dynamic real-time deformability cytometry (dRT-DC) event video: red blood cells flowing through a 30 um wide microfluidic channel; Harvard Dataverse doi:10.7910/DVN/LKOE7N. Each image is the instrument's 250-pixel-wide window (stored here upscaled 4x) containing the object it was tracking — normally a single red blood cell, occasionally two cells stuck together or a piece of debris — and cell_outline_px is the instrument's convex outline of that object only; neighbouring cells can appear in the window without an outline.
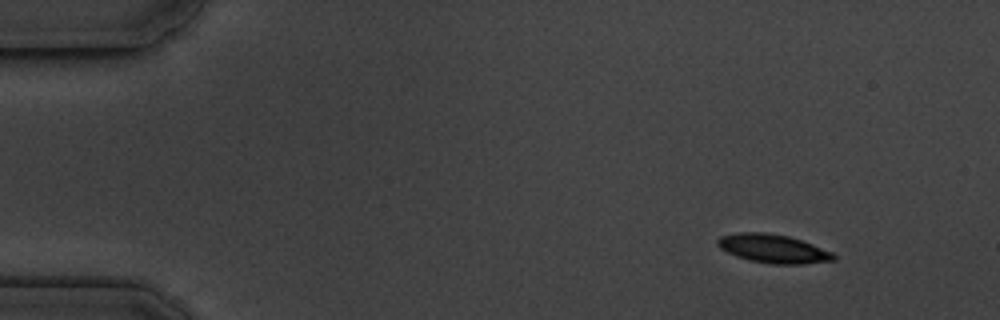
{"species": "common noctule bat (a hibernating species)", "species_latin": "Nyctalus noctula", "temperature_condition": "cold", "stored_images_in_passage": 5, "camera_frame_rate_fps": 3000, "um_per_image_px": 0.085, "animal": {"sex": "male", "body_mass_g": 19.5, "forearm_length_mm": 54.6}, "frame": {"image": 1, "passage_image": 1, "time_ms": 0.0, "image_size_px": [1000, 320], "cell_outline_px": [[836, 260], [804, 264], [772, 264], [748, 260], [736, 256], [720, 248], [716, 244], [716, 240], [720, 236], [736, 232], [764, 232], [788, 236], [812, 244], [832, 252], [836, 256]], "centroid_in_image_um": [65.69, 21.13], "position_along_channel_um": 19.3, "area_um2": 19.42}}
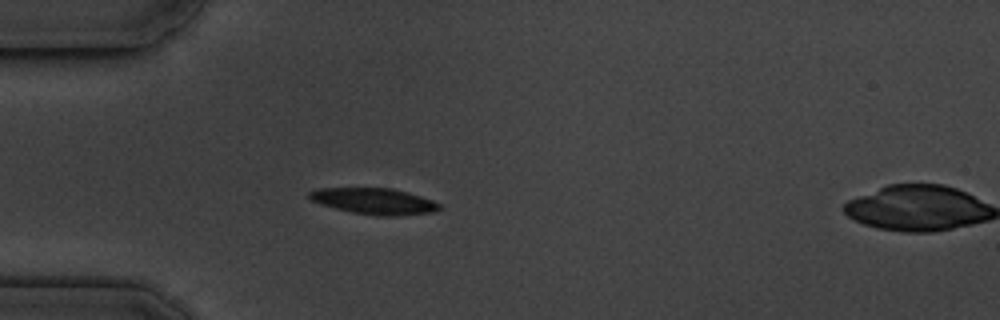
{"frame": {"image": 2, "passage_image": 4, "time_ms": 3.333, "image_size_px": [1000, 320], "cell_outline_px": [[444, 208], [432, 212], [396, 216], [380, 216], [352, 212], [320, 204], [312, 200], [308, 196], [308, 192], [320, 188], [392, 188], [408, 192], [432, 200], [440, 204]], "centroid_in_image_um": [31.83, 17.1], "position_along_channel_um": 53.2, "area_um2": 19.77}}